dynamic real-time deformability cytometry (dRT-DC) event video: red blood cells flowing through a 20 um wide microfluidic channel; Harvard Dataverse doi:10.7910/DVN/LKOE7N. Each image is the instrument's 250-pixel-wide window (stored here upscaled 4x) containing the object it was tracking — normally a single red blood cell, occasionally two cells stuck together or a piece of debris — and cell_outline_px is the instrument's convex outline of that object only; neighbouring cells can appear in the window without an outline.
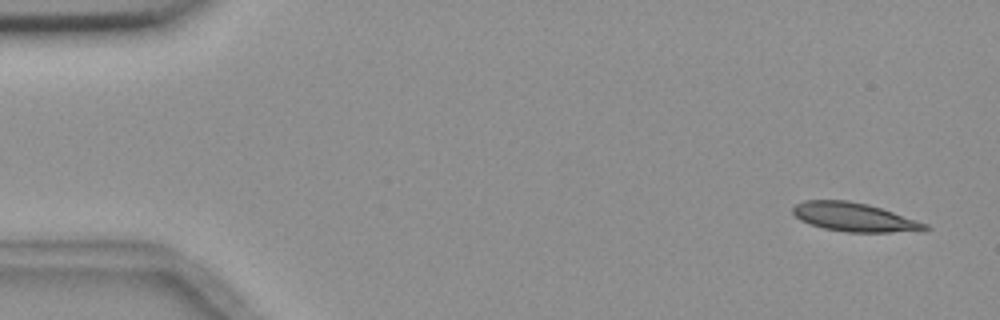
{"species": "common noctule bat (a hibernating species)", "species_latin": "Nyctalus noctula", "temperature_condition": "room temperature", "stored_images_in_passage": 4, "camera_frame_rate_fps": 3000, "um_per_image_px": 0.085, "animal": {"sex": "female", "body_mass_g": 18.4}, "frame": {"image": 1, "passage_image": 1, "time_ms": 0.0, "image_size_px": [1000, 320], "cell_outline_px": [[932, 228], [888, 232], [848, 232], [824, 228], [800, 220], [792, 212], [792, 208], [796, 204], [804, 200], [848, 200], [868, 204], [928, 224]], "centroid_in_image_um": [72.54, 18.44], "position_along_channel_um": 12.5, "area_um2": 21.68}}
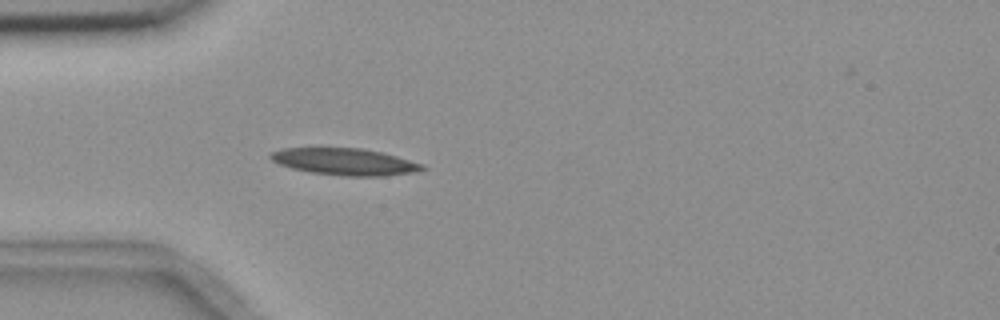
{"frame": {"image": 2, "passage_image": 4, "time_ms": 4.333, "image_size_px": [1000, 320], "cell_outline_px": [[428, 168], [416, 172], [384, 176], [344, 176], [312, 172], [292, 168], [280, 164], [272, 160], [268, 156], [272, 152], [284, 148], [360, 148], [380, 152], [396, 156], [424, 164]], "centroid_in_image_um": [29.35, 13.75], "position_along_channel_um": 55.7, "area_um2": 23.58}}